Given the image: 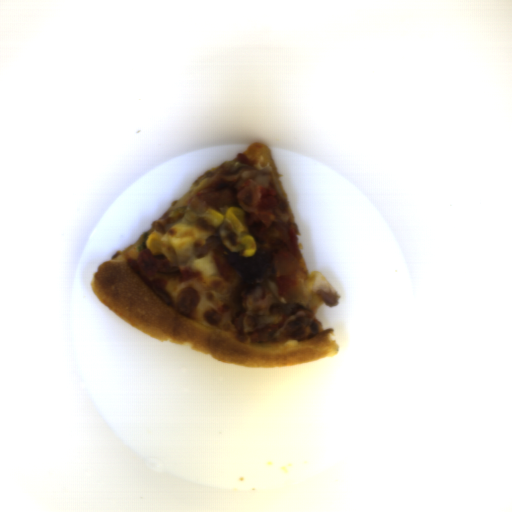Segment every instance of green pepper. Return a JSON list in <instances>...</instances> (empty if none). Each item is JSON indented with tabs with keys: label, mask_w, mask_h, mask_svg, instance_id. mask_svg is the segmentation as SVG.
Returning <instances> with one entry per match:
<instances>
[{
	"label": "green pepper",
	"mask_w": 512,
	"mask_h": 512,
	"mask_svg": "<svg viewBox=\"0 0 512 512\" xmlns=\"http://www.w3.org/2000/svg\"><path fill=\"white\" fill-rule=\"evenodd\" d=\"M150 236V233L148 231H144L141 238H140V242H139V245H138V248L137 250L139 252H142L144 251L145 249H147V239L149 238Z\"/></svg>",
	"instance_id": "green-pepper-2"
},
{
	"label": "green pepper",
	"mask_w": 512,
	"mask_h": 512,
	"mask_svg": "<svg viewBox=\"0 0 512 512\" xmlns=\"http://www.w3.org/2000/svg\"><path fill=\"white\" fill-rule=\"evenodd\" d=\"M189 209L187 207H178L171 210L169 217H175L177 214L187 212Z\"/></svg>",
	"instance_id": "green-pepper-3"
},
{
	"label": "green pepper",
	"mask_w": 512,
	"mask_h": 512,
	"mask_svg": "<svg viewBox=\"0 0 512 512\" xmlns=\"http://www.w3.org/2000/svg\"><path fill=\"white\" fill-rule=\"evenodd\" d=\"M223 163L229 167V174L232 175L237 174L240 170L244 168H252L250 165L242 164L231 160H227Z\"/></svg>",
	"instance_id": "green-pepper-1"
}]
</instances>
